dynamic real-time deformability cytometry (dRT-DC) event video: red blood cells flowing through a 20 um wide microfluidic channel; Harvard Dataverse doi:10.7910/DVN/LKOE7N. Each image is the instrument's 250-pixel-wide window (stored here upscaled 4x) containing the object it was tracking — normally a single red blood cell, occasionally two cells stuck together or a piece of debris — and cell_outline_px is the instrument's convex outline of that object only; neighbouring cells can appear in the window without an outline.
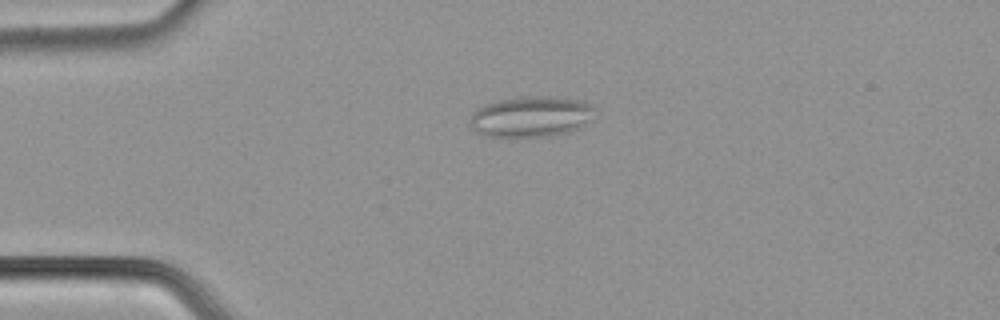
{"species": "common noctule bat (a hibernating species)", "species_latin": "Nyctalus noctula", "temperature_condition": "cold", "stored_images_in_passage": 55, "camera_frame_rate_fps": 3000, "um_per_image_px": 0.085, "animal": {"sex": "male", "body_mass_g": 21.5, "forearm_length_mm": 52.0}, "frame": {"image": 1, "passage_image": 13, "time_ms": 4.0, "image_size_px": [1000, 320], "cell_outline_px": [[596, 108], [588, 120], [576, 128], [568, 132], [548, 136], [488, 136], [476, 132], [472, 128], [468, 120], [472, 112], [488, 104], [500, 100], [528, 96], [536, 96], [580, 100], [592, 104]], "centroid_in_image_um": [45.1, 9.91], "position_along_channel_um": 39.9, "area_um2": 29.02}}
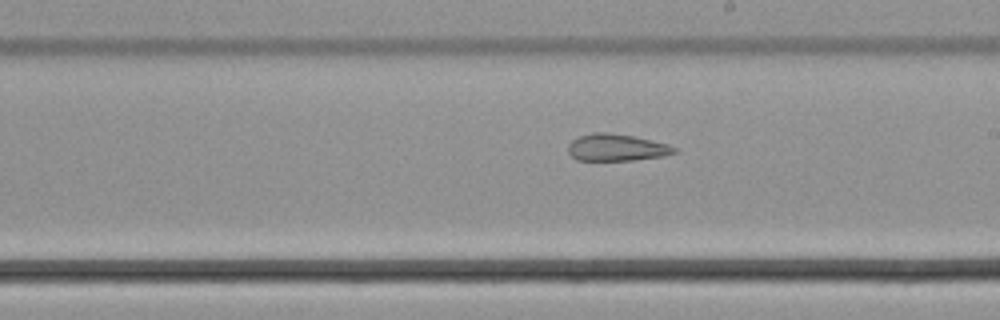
{"frame": {"image": 2, "passage_image": 31, "time_ms": 10.0, "image_size_px": [1000, 320], "cell_outline_px": [[680, 152], [664, 156], [632, 160], [576, 160], [568, 152], [568, 144], [572, 140], [580, 136], [592, 132], [608, 132], [632, 136], [668, 144], [676, 148]], "centroid_in_image_um": [52.41, 12.54], "position_along_channel_um": 236.6, "area_um2": 16.7}}
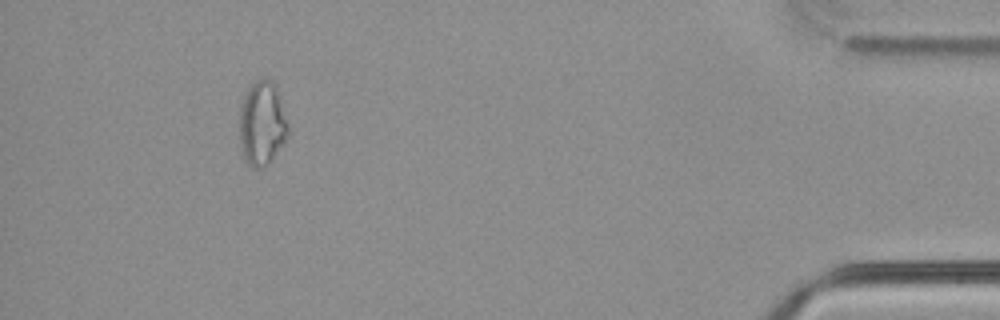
{"frame": {"image": 3, "passage_image": 50, "time_ms": 16.333, "image_size_px": [1000, 320], "cell_outline_px": [[288, 136], [272, 160], [260, 168], [252, 168], [248, 164], [240, 148], [240, 100], [248, 88], [256, 80], [272, 80], [276, 84], [288, 128]], "centroid_in_image_um": [22.25, 10.49], "position_along_channel_um": 412.9, "area_um2": 23.76}, "authors_computed_cell_mechanics": {"area_um2": 21.7906, "velocity_mm_per_s": 3.777, "shape_relaxation_time_tau1_ms": null, "shape_relaxation_time_tau2_ms": 1.8918, "deformation_change_tau1": null, "deformation_change_tau2": 0.1059}}